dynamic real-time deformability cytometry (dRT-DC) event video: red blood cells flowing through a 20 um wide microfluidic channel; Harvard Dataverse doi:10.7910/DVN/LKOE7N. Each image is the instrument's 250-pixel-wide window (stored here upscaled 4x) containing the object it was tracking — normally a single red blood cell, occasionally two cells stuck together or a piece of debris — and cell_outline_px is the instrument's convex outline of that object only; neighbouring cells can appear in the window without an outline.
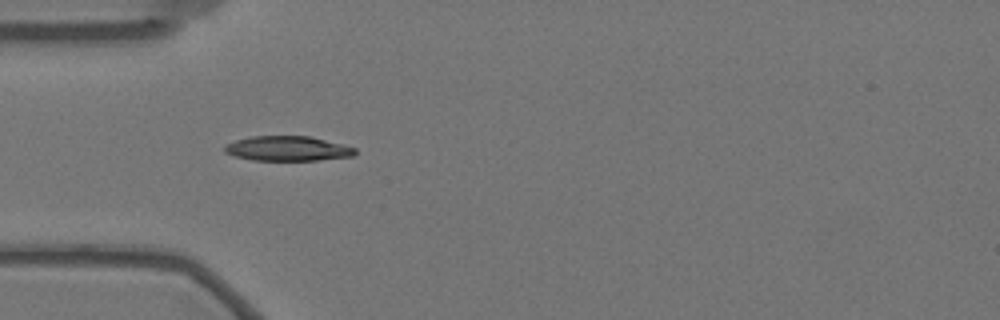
{"species": "Egyptian fruit bat (a non-hibernating species)", "species_latin": "Rousettus aegyptiacus", "temperature_condition": "warm", "stored_images_in_passage": 42, "camera_frame_rate_fps": 3000, "um_per_image_px": 0.085, "animal": {"sex": "female"}, "frame": {"image": 1, "passage_image": 1, "time_ms": 0.0, "image_size_px": [1000, 320], "cell_outline_px": [[356, 152], [352, 156], [316, 160], [252, 160], [236, 156], [224, 152], [224, 144], [236, 140], [252, 136], [312, 136], [344, 144], [356, 148]], "centroid_in_image_um": [24.45, 12.61], "position_along_channel_um": 60.5, "area_um2": 18.9}}
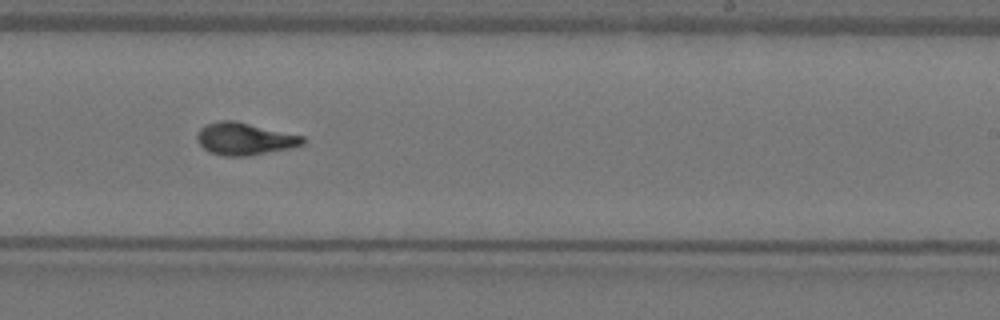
{"frame": {"image": 2, "passage_image": 19, "time_ms": 6.0, "image_size_px": [1000, 320], "cell_outline_px": [[304, 144], [292, 148], [252, 156], [224, 156], [208, 152], [196, 140], [196, 136], [200, 128], [208, 124], [220, 120], [236, 120], [304, 136]], "centroid_in_image_um": [20.8, 11.81], "position_along_channel_um": 268.2, "area_um2": 20.17}}
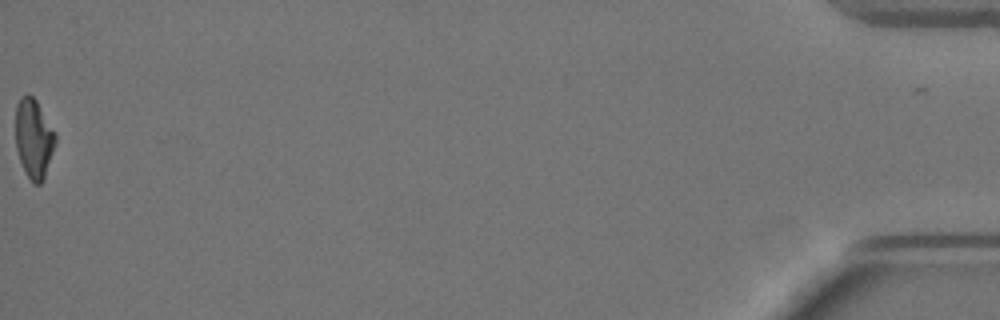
{"frame": {"image": 3, "passage_image": 42, "time_ms": 13.667, "image_size_px": [1000, 320], "cell_outline_px": [[56, 144], [44, 180], [40, 184], [32, 184], [20, 160], [16, 148], [16, 104], [20, 96], [28, 92], [36, 100], [56, 132]], "centroid_in_image_um": [2.89, 11.76], "position_along_channel_um": 432.3, "area_um2": 18.67}, "authors_computed_cell_mechanics": {"area_um2": 19.0451, "velocity_mm_per_s": 3.4839, "shape_relaxation_time_tau1_ms": 7.0491, "shape_relaxation_time_tau2_ms": 1.0304, "deformation_change_tau1": 0.2195, "deformation_change_tau2": 0.0601}}